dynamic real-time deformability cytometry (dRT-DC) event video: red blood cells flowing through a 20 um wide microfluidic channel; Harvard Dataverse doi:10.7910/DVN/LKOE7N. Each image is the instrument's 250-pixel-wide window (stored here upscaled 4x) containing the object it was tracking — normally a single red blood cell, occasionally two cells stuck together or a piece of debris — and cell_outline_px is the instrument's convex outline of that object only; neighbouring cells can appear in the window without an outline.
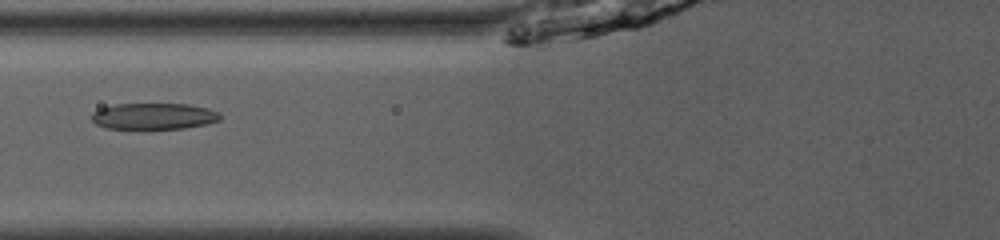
{"species": "common noctule bat (a hibernating species)", "species_latin": "Nyctalus noctula", "temperature_condition": "room temperature", "stored_images_in_passage": 31, "camera_frame_rate_fps": 3000, "um_per_image_px": 0.085, "animal": {"sex": "male", "body_mass_g": 13.0, "forearm_length_mm": 53.1}, "frame": {"image": 1, "passage_image": 5, "time_ms": 1.333, "image_size_px": [1000, 240], "cell_outline_px": [[220, 120], [204, 124], [184, 128], [104, 128], [96, 124], [92, 120], [92, 112], [100, 108], [116, 104], [188, 104], [208, 108], [220, 112]], "centroid_in_image_um": [13.06, 9.87], "position_along_channel_um": 112.7, "area_um2": 19.54}}
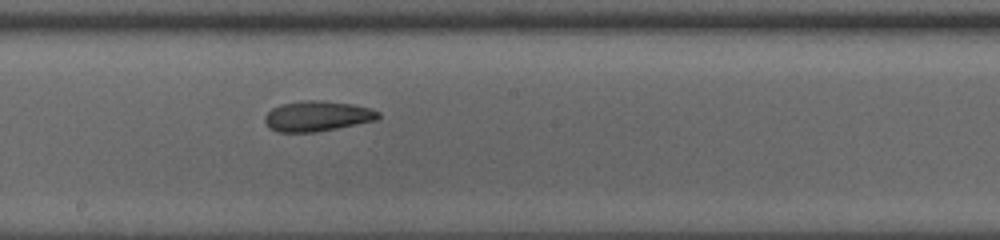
{"frame": {"image": 2, "passage_image": 13, "time_ms": 4.0, "image_size_px": [1000, 240], "cell_outline_px": [[380, 116], [376, 120], [316, 132], [276, 132], [268, 128], [264, 120], [264, 116], [272, 108], [280, 104], [308, 100], [324, 100], [352, 104], [372, 108], [380, 112]], "centroid_in_image_um": [26.95, 9.87], "position_along_channel_um": 221.3, "area_um2": 20.17}}
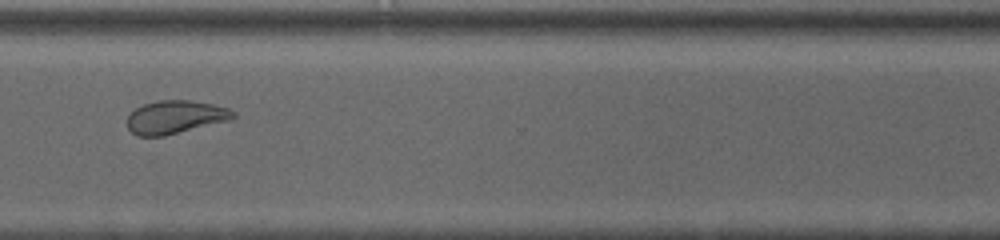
{"frame": {"image": 3, "passage_image": 23, "time_ms": 7.333, "image_size_px": [1000, 240], "cell_outline_px": [[236, 116], [228, 120], [164, 136], [136, 136], [128, 128], [128, 116], [136, 108], [144, 104], [160, 100], [188, 100], [212, 104], [228, 108], [236, 112]], "centroid_in_image_um": [14.89, 9.95], "position_along_channel_um": 355.7, "area_um2": 20.23}, "authors_computed_cell_mechanics": {"area_um2": 20.1722, "velocity_mm_per_s": 4.0461, "shape_relaxation_time_tau1_ms": 7.3084, "shape_relaxation_time_tau2_ms": 1.8038, "deformation_change_tau1": 0.201, "deformation_change_tau2": 0.0767}}